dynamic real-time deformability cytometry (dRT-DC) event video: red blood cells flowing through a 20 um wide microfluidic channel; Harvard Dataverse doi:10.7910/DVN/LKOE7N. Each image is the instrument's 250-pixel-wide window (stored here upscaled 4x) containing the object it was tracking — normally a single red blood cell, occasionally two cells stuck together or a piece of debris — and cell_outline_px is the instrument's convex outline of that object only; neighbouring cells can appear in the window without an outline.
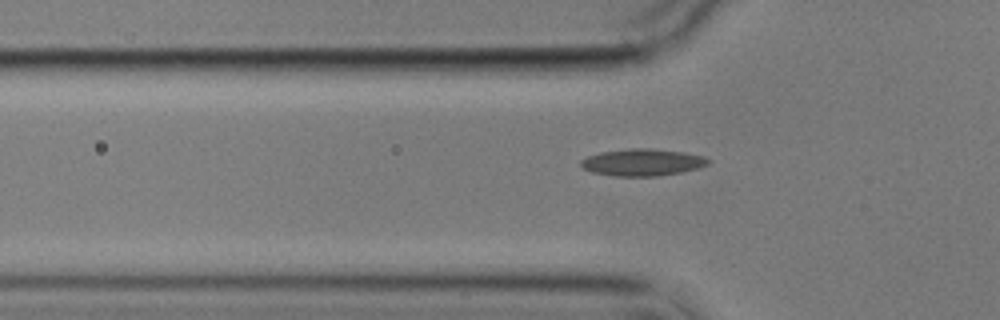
{"species": "common noctule bat (a hibernating species)", "species_latin": "Nyctalus noctula", "temperature_condition": "cold", "stored_images_in_passage": 6, "segment_of_instrument_passage": [2, 2], "camera_frame_rate_fps": 3000, "um_per_image_px": 0.085, "animal": {"sex": "male", "body_mass_g": 17.9}, "frame": {"image": 1, "passage_image": 6, "time_ms": 7.333, "image_size_px": [1000, 320], "cell_outline_px": [[712, 160], [708, 164], [700, 168], [680, 172], [656, 176], [612, 176], [592, 172], [584, 168], [580, 164], [580, 160], [588, 156], [600, 152], [632, 148], [648, 148], [684, 152], [704, 156]], "centroid_in_image_um": [54.62, 13.8], "position_along_channel_um": 71.2, "area_um2": 20.06}}